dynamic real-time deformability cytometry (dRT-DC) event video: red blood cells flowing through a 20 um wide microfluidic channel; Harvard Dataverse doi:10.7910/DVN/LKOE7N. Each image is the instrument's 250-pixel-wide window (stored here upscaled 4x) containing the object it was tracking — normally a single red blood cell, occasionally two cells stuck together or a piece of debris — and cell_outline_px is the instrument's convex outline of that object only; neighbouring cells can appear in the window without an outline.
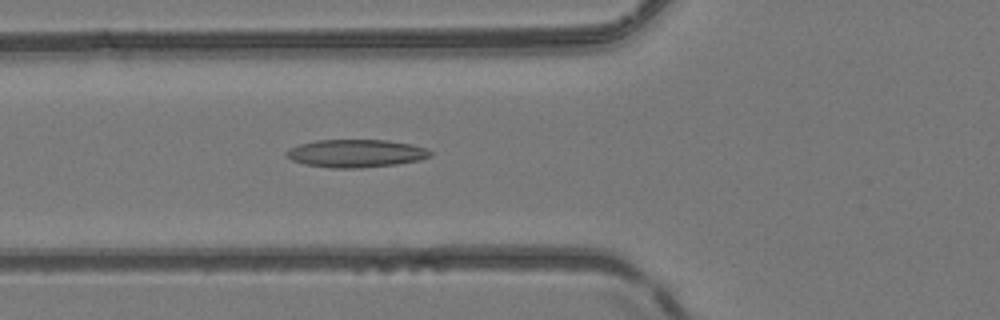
{"species": "common noctule bat (a hibernating species)", "species_latin": "Nyctalus noctula", "temperature_condition": "room temperature", "stored_images_in_passage": 32, "camera_frame_rate_fps": 3000, "um_per_image_px": 0.085, "animal": {"sex": "female", "body_mass_g": 24.6, "forearm_length_mm": 56.2}, "frame": {"image": 1, "passage_image": 9, "time_ms": 2.667, "image_size_px": [1000, 320], "cell_outline_px": [[432, 156], [420, 160], [396, 164], [360, 168], [332, 168], [304, 164], [292, 160], [284, 156], [284, 152], [288, 148], [300, 144], [316, 140], [388, 140], [412, 144], [428, 148], [432, 152]], "centroid_in_image_um": [30.25, 13.03], "position_along_channel_um": 95.5, "area_um2": 23.64}}
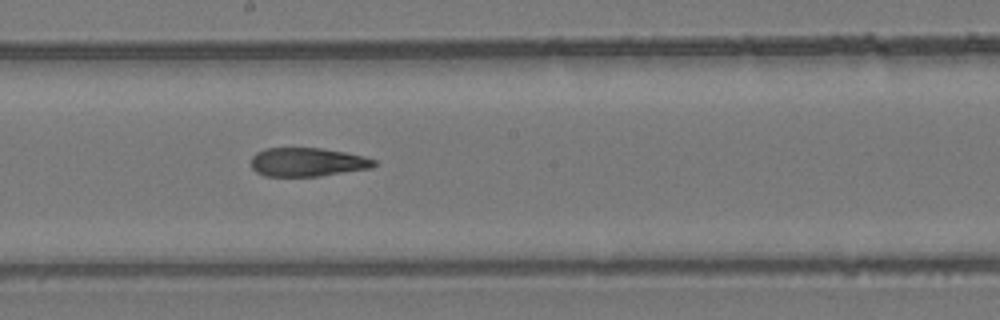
{"frame": {"image": 2, "passage_image": 18, "time_ms": 5.667, "image_size_px": [1000, 320], "cell_outline_px": [[376, 164], [372, 168], [320, 176], [264, 176], [256, 172], [252, 168], [252, 156], [256, 152], [264, 148], [320, 148], [344, 152], [364, 156], [376, 160]], "centroid_in_image_um": [26.13, 13.78], "position_along_channel_um": 222.1, "area_um2": 20.63}}
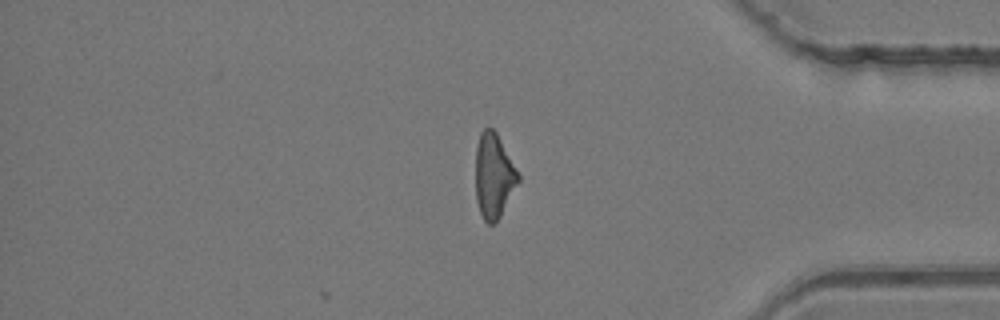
{"frame": {"image": 3, "passage_image": 32, "time_ms": 10.333, "image_size_px": [1000, 320], "cell_outline_px": [[520, 180], [500, 216], [492, 224], [488, 224], [484, 220], [480, 212], [476, 200], [476, 148], [480, 132], [484, 128], [492, 128], [496, 132], [520, 176]], "centroid_in_image_um": [41.96, 14.95], "position_along_channel_um": 393.2, "area_um2": 20.75}, "authors_computed_cell_mechanics": {"area_um2": 21.9351, "velocity_mm_per_s": 4.2008, "shape_relaxation_time_tau1_ms": null, "shape_relaxation_time_tau2_ms": 3.6342, "deformation_change_tau1": null, "deformation_change_tau2": 0.1339}}